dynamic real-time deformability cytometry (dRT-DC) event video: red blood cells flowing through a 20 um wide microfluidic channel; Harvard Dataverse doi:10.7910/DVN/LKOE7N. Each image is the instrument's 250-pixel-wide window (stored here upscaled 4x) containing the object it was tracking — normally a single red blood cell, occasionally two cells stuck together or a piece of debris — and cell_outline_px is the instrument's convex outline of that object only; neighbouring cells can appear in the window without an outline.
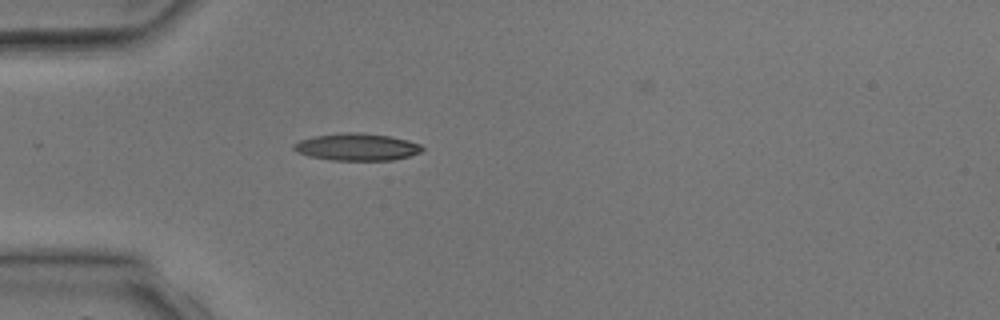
{"species": "common noctule bat (a hibernating species)", "species_latin": "Nyctalus noctula", "temperature_condition": "room temperature", "stored_images_in_passage": 1, "camera_frame_rate_fps": 3000, "um_per_image_px": 0.085, "animal": {"sex": "male", "body_mass_g": 17.9, "forearm_length_mm": 54.2}, "frame": {"image": 1, "passage_image": 1, "time_ms": 0.0, "image_size_px": [1000, 320], "cell_outline_px": [[424, 148], [420, 152], [408, 156], [392, 160], [332, 160], [308, 156], [296, 152], [292, 148], [292, 144], [300, 140], [312, 136], [340, 132], [360, 132], [388, 136], [408, 140], [420, 144]], "centroid_in_image_um": [30.28, 12.48], "position_along_channel_um": 54.7, "area_um2": 20.46}}